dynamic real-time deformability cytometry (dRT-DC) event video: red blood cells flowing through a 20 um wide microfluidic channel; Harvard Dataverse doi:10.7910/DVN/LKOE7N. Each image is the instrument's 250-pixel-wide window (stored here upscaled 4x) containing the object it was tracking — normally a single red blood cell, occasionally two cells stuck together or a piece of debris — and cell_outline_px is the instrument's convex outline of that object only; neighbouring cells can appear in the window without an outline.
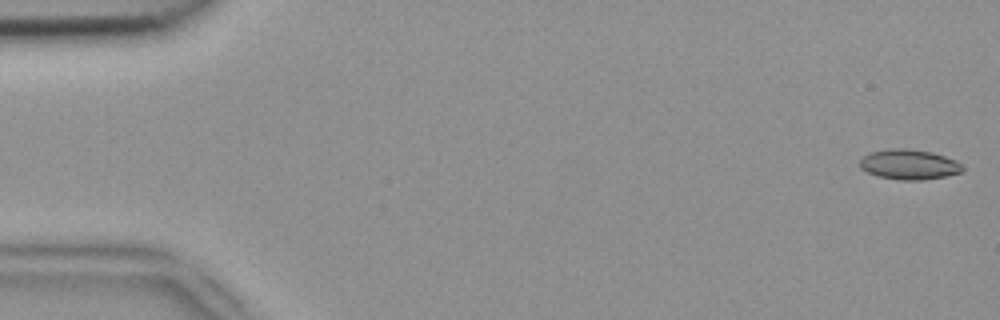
{"species": "common noctule bat (a hibernating species)", "species_latin": "Nyctalus noctula", "temperature_condition": "room temperature", "stored_images_in_passage": 15, "camera_frame_rate_fps": 3000, "um_per_image_px": 0.085, "animal": {"sex": "female", "body_mass_g": 18.4}, "frame": {"image": 1, "passage_image": 1, "time_ms": 0.0, "image_size_px": [1000, 320], "cell_outline_px": [[964, 168], [960, 172], [944, 176], [924, 180], [900, 180], [880, 176], [868, 172], [860, 168], [860, 160], [868, 152], [888, 148], [908, 148], [932, 152], [956, 160]], "centroid_in_image_um": [77.25, 13.96], "position_along_channel_um": 7.8, "area_um2": 17.98}}
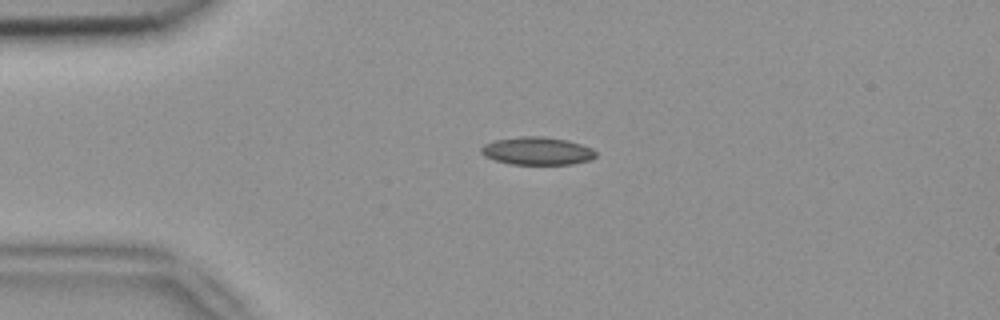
{"frame": {"image": 2, "passage_image": 12, "time_ms": 3.667, "image_size_px": [1000, 320], "cell_outline_px": [[596, 156], [588, 160], [572, 164], [512, 164], [496, 160], [484, 156], [480, 152], [480, 148], [484, 144], [496, 140], [520, 136], [544, 136], [568, 140], [592, 148], [596, 152]], "centroid_in_image_um": [45.65, 12.82], "position_along_channel_um": 39.3, "area_um2": 18.55}}